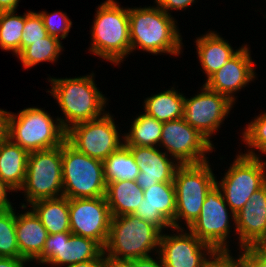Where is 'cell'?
Returning <instances> with one entry per match:
<instances>
[{"label":"cell","mask_w":266,"mask_h":267,"mask_svg":"<svg viewBox=\"0 0 266 267\" xmlns=\"http://www.w3.org/2000/svg\"><path fill=\"white\" fill-rule=\"evenodd\" d=\"M240 250L243 252L238 256L246 267H266V257L253 252L249 247H243Z\"/></svg>","instance_id":"obj_35"},{"label":"cell","mask_w":266,"mask_h":267,"mask_svg":"<svg viewBox=\"0 0 266 267\" xmlns=\"http://www.w3.org/2000/svg\"><path fill=\"white\" fill-rule=\"evenodd\" d=\"M266 183V162L260 157L238 154L221 181L216 185L221 189L225 202L235 214L244 207L250 196Z\"/></svg>","instance_id":"obj_9"},{"label":"cell","mask_w":266,"mask_h":267,"mask_svg":"<svg viewBox=\"0 0 266 267\" xmlns=\"http://www.w3.org/2000/svg\"><path fill=\"white\" fill-rule=\"evenodd\" d=\"M27 203L63 196L62 145L29 153L24 184Z\"/></svg>","instance_id":"obj_8"},{"label":"cell","mask_w":266,"mask_h":267,"mask_svg":"<svg viewBox=\"0 0 266 267\" xmlns=\"http://www.w3.org/2000/svg\"><path fill=\"white\" fill-rule=\"evenodd\" d=\"M105 198L111 216L133 214L144 199L143 190L132 180L108 182Z\"/></svg>","instance_id":"obj_24"},{"label":"cell","mask_w":266,"mask_h":267,"mask_svg":"<svg viewBox=\"0 0 266 267\" xmlns=\"http://www.w3.org/2000/svg\"><path fill=\"white\" fill-rule=\"evenodd\" d=\"M195 43L199 62L207 79L238 52L237 49L234 51L228 41L214 31L198 37Z\"/></svg>","instance_id":"obj_23"},{"label":"cell","mask_w":266,"mask_h":267,"mask_svg":"<svg viewBox=\"0 0 266 267\" xmlns=\"http://www.w3.org/2000/svg\"><path fill=\"white\" fill-rule=\"evenodd\" d=\"M95 74L77 78H50V94L57 100L65 118L59 117L65 131L73 125L102 117L106 98L97 89ZM103 112V113H102Z\"/></svg>","instance_id":"obj_2"},{"label":"cell","mask_w":266,"mask_h":267,"mask_svg":"<svg viewBox=\"0 0 266 267\" xmlns=\"http://www.w3.org/2000/svg\"><path fill=\"white\" fill-rule=\"evenodd\" d=\"M15 13L16 11L0 12V48L12 51L17 56L21 52L25 13L23 16L15 15Z\"/></svg>","instance_id":"obj_30"},{"label":"cell","mask_w":266,"mask_h":267,"mask_svg":"<svg viewBox=\"0 0 266 267\" xmlns=\"http://www.w3.org/2000/svg\"><path fill=\"white\" fill-rule=\"evenodd\" d=\"M94 17L89 51L120 64L131 52L128 8H121L115 0H106L98 6Z\"/></svg>","instance_id":"obj_4"},{"label":"cell","mask_w":266,"mask_h":267,"mask_svg":"<svg viewBox=\"0 0 266 267\" xmlns=\"http://www.w3.org/2000/svg\"><path fill=\"white\" fill-rule=\"evenodd\" d=\"M108 259L106 258L104 252L96 259H91L85 262H79L75 264L67 265L66 267H105Z\"/></svg>","instance_id":"obj_40"},{"label":"cell","mask_w":266,"mask_h":267,"mask_svg":"<svg viewBox=\"0 0 266 267\" xmlns=\"http://www.w3.org/2000/svg\"><path fill=\"white\" fill-rule=\"evenodd\" d=\"M138 164L139 175L135 182L145 190L159 182H173L176 170L180 166L177 161L168 159L169 155L157 147L127 146ZM174 162H176L174 164Z\"/></svg>","instance_id":"obj_19"},{"label":"cell","mask_w":266,"mask_h":267,"mask_svg":"<svg viewBox=\"0 0 266 267\" xmlns=\"http://www.w3.org/2000/svg\"><path fill=\"white\" fill-rule=\"evenodd\" d=\"M144 199L134 211L138 218L156 226L161 232L171 228L176 213L174 182H159L143 190Z\"/></svg>","instance_id":"obj_18"},{"label":"cell","mask_w":266,"mask_h":267,"mask_svg":"<svg viewBox=\"0 0 266 267\" xmlns=\"http://www.w3.org/2000/svg\"><path fill=\"white\" fill-rule=\"evenodd\" d=\"M184 98L172 87L144 100V112L159 122L177 120L184 116Z\"/></svg>","instance_id":"obj_26"},{"label":"cell","mask_w":266,"mask_h":267,"mask_svg":"<svg viewBox=\"0 0 266 267\" xmlns=\"http://www.w3.org/2000/svg\"><path fill=\"white\" fill-rule=\"evenodd\" d=\"M242 136L246 145L252 148L244 153L245 155L258 157L253 151L255 148L261 151L262 154H266V112L258 115V117L248 123Z\"/></svg>","instance_id":"obj_32"},{"label":"cell","mask_w":266,"mask_h":267,"mask_svg":"<svg viewBox=\"0 0 266 267\" xmlns=\"http://www.w3.org/2000/svg\"><path fill=\"white\" fill-rule=\"evenodd\" d=\"M233 267H246L238 257L237 259L233 258Z\"/></svg>","instance_id":"obj_46"},{"label":"cell","mask_w":266,"mask_h":267,"mask_svg":"<svg viewBox=\"0 0 266 267\" xmlns=\"http://www.w3.org/2000/svg\"><path fill=\"white\" fill-rule=\"evenodd\" d=\"M227 207L221 189L215 184L206 194L199 217L188 228L215 251H230L226 241L231 232Z\"/></svg>","instance_id":"obj_12"},{"label":"cell","mask_w":266,"mask_h":267,"mask_svg":"<svg viewBox=\"0 0 266 267\" xmlns=\"http://www.w3.org/2000/svg\"><path fill=\"white\" fill-rule=\"evenodd\" d=\"M19 1L20 0H0V12L16 11Z\"/></svg>","instance_id":"obj_44"},{"label":"cell","mask_w":266,"mask_h":267,"mask_svg":"<svg viewBox=\"0 0 266 267\" xmlns=\"http://www.w3.org/2000/svg\"><path fill=\"white\" fill-rule=\"evenodd\" d=\"M15 230L21 258L28 262L42 253L48 232L33 210L15 214Z\"/></svg>","instance_id":"obj_21"},{"label":"cell","mask_w":266,"mask_h":267,"mask_svg":"<svg viewBox=\"0 0 266 267\" xmlns=\"http://www.w3.org/2000/svg\"><path fill=\"white\" fill-rule=\"evenodd\" d=\"M29 152L6 137L0 142V179L12 189L20 191L24 184Z\"/></svg>","instance_id":"obj_22"},{"label":"cell","mask_w":266,"mask_h":267,"mask_svg":"<svg viewBox=\"0 0 266 267\" xmlns=\"http://www.w3.org/2000/svg\"><path fill=\"white\" fill-rule=\"evenodd\" d=\"M7 115L8 111L0 109V142L7 137Z\"/></svg>","instance_id":"obj_43"},{"label":"cell","mask_w":266,"mask_h":267,"mask_svg":"<svg viewBox=\"0 0 266 267\" xmlns=\"http://www.w3.org/2000/svg\"><path fill=\"white\" fill-rule=\"evenodd\" d=\"M43 19L47 34L58 39H65L71 29L72 22L66 13L61 11L48 14L46 11L38 12Z\"/></svg>","instance_id":"obj_34"},{"label":"cell","mask_w":266,"mask_h":267,"mask_svg":"<svg viewBox=\"0 0 266 267\" xmlns=\"http://www.w3.org/2000/svg\"><path fill=\"white\" fill-rule=\"evenodd\" d=\"M249 248L253 252L266 257V229L254 240Z\"/></svg>","instance_id":"obj_39"},{"label":"cell","mask_w":266,"mask_h":267,"mask_svg":"<svg viewBox=\"0 0 266 267\" xmlns=\"http://www.w3.org/2000/svg\"><path fill=\"white\" fill-rule=\"evenodd\" d=\"M48 234L70 231L69 199L65 196L41 199L30 204Z\"/></svg>","instance_id":"obj_25"},{"label":"cell","mask_w":266,"mask_h":267,"mask_svg":"<svg viewBox=\"0 0 266 267\" xmlns=\"http://www.w3.org/2000/svg\"><path fill=\"white\" fill-rule=\"evenodd\" d=\"M183 229V227L173 228L172 231L181 232L177 235H167L162 232L158 255H160L164 267H204L216 251L210 245L202 242L190 230L184 232Z\"/></svg>","instance_id":"obj_16"},{"label":"cell","mask_w":266,"mask_h":267,"mask_svg":"<svg viewBox=\"0 0 266 267\" xmlns=\"http://www.w3.org/2000/svg\"><path fill=\"white\" fill-rule=\"evenodd\" d=\"M7 137L30 153L62 145L66 131L58 118L55 121L42 108L29 107L18 115L8 112Z\"/></svg>","instance_id":"obj_5"},{"label":"cell","mask_w":266,"mask_h":267,"mask_svg":"<svg viewBox=\"0 0 266 267\" xmlns=\"http://www.w3.org/2000/svg\"><path fill=\"white\" fill-rule=\"evenodd\" d=\"M249 49L246 44L243 45L228 63L206 80L204 85L211 91L227 96L235 103L236 98L233 94L256 77Z\"/></svg>","instance_id":"obj_17"},{"label":"cell","mask_w":266,"mask_h":267,"mask_svg":"<svg viewBox=\"0 0 266 267\" xmlns=\"http://www.w3.org/2000/svg\"><path fill=\"white\" fill-rule=\"evenodd\" d=\"M105 267H130L126 262H113L108 260Z\"/></svg>","instance_id":"obj_45"},{"label":"cell","mask_w":266,"mask_h":267,"mask_svg":"<svg viewBox=\"0 0 266 267\" xmlns=\"http://www.w3.org/2000/svg\"><path fill=\"white\" fill-rule=\"evenodd\" d=\"M62 47L60 39L47 35L45 38L25 47L17 57L24 68H30L41 62H55L59 58Z\"/></svg>","instance_id":"obj_29"},{"label":"cell","mask_w":266,"mask_h":267,"mask_svg":"<svg viewBox=\"0 0 266 267\" xmlns=\"http://www.w3.org/2000/svg\"><path fill=\"white\" fill-rule=\"evenodd\" d=\"M195 0H155L156 3L162 10L167 14H170V10H182L188 8Z\"/></svg>","instance_id":"obj_37"},{"label":"cell","mask_w":266,"mask_h":267,"mask_svg":"<svg viewBox=\"0 0 266 267\" xmlns=\"http://www.w3.org/2000/svg\"><path fill=\"white\" fill-rule=\"evenodd\" d=\"M12 192V189L9 188L1 179H0V210H6L12 208V203L7 198V191Z\"/></svg>","instance_id":"obj_41"},{"label":"cell","mask_w":266,"mask_h":267,"mask_svg":"<svg viewBox=\"0 0 266 267\" xmlns=\"http://www.w3.org/2000/svg\"><path fill=\"white\" fill-rule=\"evenodd\" d=\"M63 196L68 199L105 196L103 161L79 152L67 140L62 143Z\"/></svg>","instance_id":"obj_6"},{"label":"cell","mask_w":266,"mask_h":267,"mask_svg":"<svg viewBox=\"0 0 266 267\" xmlns=\"http://www.w3.org/2000/svg\"><path fill=\"white\" fill-rule=\"evenodd\" d=\"M162 232L134 214L112 216L107 242L106 258L113 262H128L159 252Z\"/></svg>","instance_id":"obj_3"},{"label":"cell","mask_w":266,"mask_h":267,"mask_svg":"<svg viewBox=\"0 0 266 267\" xmlns=\"http://www.w3.org/2000/svg\"><path fill=\"white\" fill-rule=\"evenodd\" d=\"M14 208L0 210V257H21L15 230Z\"/></svg>","instance_id":"obj_31"},{"label":"cell","mask_w":266,"mask_h":267,"mask_svg":"<svg viewBox=\"0 0 266 267\" xmlns=\"http://www.w3.org/2000/svg\"><path fill=\"white\" fill-rule=\"evenodd\" d=\"M128 15L131 52L138 47L154 55H180L182 38L177 22L170 14L156 5L128 8Z\"/></svg>","instance_id":"obj_1"},{"label":"cell","mask_w":266,"mask_h":267,"mask_svg":"<svg viewBox=\"0 0 266 267\" xmlns=\"http://www.w3.org/2000/svg\"><path fill=\"white\" fill-rule=\"evenodd\" d=\"M161 145L167 150L165 153L180 165L206 162L208 157L205 153L214 149V145L184 118L163 123Z\"/></svg>","instance_id":"obj_11"},{"label":"cell","mask_w":266,"mask_h":267,"mask_svg":"<svg viewBox=\"0 0 266 267\" xmlns=\"http://www.w3.org/2000/svg\"><path fill=\"white\" fill-rule=\"evenodd\" d=\"M234 102L227 96L209 90L204 84L201 93L184 98V120L210 140L225 117L228 116Z\"/></svg>","instance_id":"obj_13"},{"label":"cell","mask_w":266,"mask_h":267,"mask_svg":"<svg viewBox=\"0 0 266 267\" xmlns=\"http://www.w3.org/2000/svg\"><path fill=\"white\" fill-rule=\"evenodd\" d=\"M162 127V122L142 113L134 119L130 131L121 140L126 146L157 147L161 141Z\"/></svg>","instance_id":"obj_27"},{"label":"cell","mask_w":266,"mask_h":267,"mask_svg":"<svg viewBox=\"0 0 266 267\" xmlns=\"http://www.w3.org/2000/svg\"><path fill=\"white\" fill-rule=\"evenodd\" d=\"M103 166L106 183L123 180L135 181L139 175L138 164L125 144L111 153L103 161Z\"/></svg>","instance_id":"obj_28"},{"label":"cell","mask_w":266,"mask_h":267,"mask_svg":"<svg viewBox=\"0 0 266 267\" xmlns=\"http://www.w3.org/2000/svg\"><path fill=\"white\" fill-rule=\"evenodd\" d=\"M234 226L239 235L240 249L249 247L266 229V183L235 214Z\"/></svg>","instance_id":"obj_20"},{"label":"cell","mask_w":266,"mask_h":267,"mask_svg":"<svg viewBox=\"0 0 266 267\" xmlns=\"http://www.w3.org/2000/svg\"><path fill=\"white\" fill-rule=\"evenodd\" d=\"M157 260H159V261H156V259H153L151 256H147V257H140L137 259H133V260H130L126 263L130 267H164L160 255L157 258Z\"/></svg>","instance_id":"obj_38"},{"label":"cell","mask_w":266,"mask_h":267,"mask_svg":"<svg viewBox=\"0 0 266 267\" xmlns=\"http://www.w3.org/2000/svg\"><path fill=\"white\" fill-rule=\"evenodd\" d=\"M232 257L230 251H216L204 267H233Z\"/></svg>","instance_id":"obj_36"},{"label":"cell","mask_w":266,"mask_h":267,"mask_svg":"<svg viewBox=\"0 0 266 267\" xmlns=\"http://www.w3.org/2000/svg\"><path fill=\"white\" fill-rule=\"evenodd\" d=\"M109 112L102 117L73 125L66 131V140L79 152L104 161L124 143Z\"/></svg>","instance_id":"obj_10"},{"label":"cell","mask_w":266,"mask_h":267,"mask_svg":"<svg viewBox=\"0 0 266 267\" xmlns=\"http://www.w3.org/2000/svg\"><path fill=\"white\" fill-rule=\"evenodd\" d=\"M208 162L180 165L176 170L173 180L176 213L172 228L180 229L178 221L182 219L188 229L199 217L206 194L217 181Z\"/></svg>","instance_id":"obj_7"},{"label":"cell","mask_w":266,"mask_h":267,"mask_svg":"<svg viewBox=\"0 0 266 267\" xmlns=\"http://www.w3.org/2000/svg\"><path fill=\"white\" fill-rule=\"evenodd\" d=\"M111 218L105 196L69 199L72 234L95 240L103 248L108 239Z\"/></svg>","instance_id":"obj_14"},{"label":"cell","mask_w":266,"mask_h":267,"mask_svg":"<svg viewBox=\"0 0 266 267\" xmlns=\"http://www.w3.org/2000/svg\"><path fill=\"white\" fill-rule=\"evenodd\" d=\"M22 32L21 51L25 47L48 35L42 17L39 13L33 11L25 13V24Z\"/></svg>","instance_id":"obj_33"},{"label":"cell","mask_w":266,"mask_h":267,"mask_svg":"<svg viewBox=\"0 0 266 267\" xmlns=\"http://www.w3.org/2000/svg\"><path fill=\"white\" fill-rule=\"evenodd\" d=\"M103 252L104 248L95 240L74 235L72 232H61L48 235L43 251L36 261L59 267L96 259Z\"/></svg>","instance_id":"obj_15"},{"label":"cell","mask_w":266,"mask_h":267,"mask_svg":"<svg viewBox=\"0 0 266 267\" xmlns=\"http://www.w3.org/2000/svg\"><path fill=\"white\" fill-rule=\"evenodd\" d=\"M28 262L26 259L18 257H0V267H25L24 263Z\"/></svg>","instance_id":"obj_42"}]
</instances>
